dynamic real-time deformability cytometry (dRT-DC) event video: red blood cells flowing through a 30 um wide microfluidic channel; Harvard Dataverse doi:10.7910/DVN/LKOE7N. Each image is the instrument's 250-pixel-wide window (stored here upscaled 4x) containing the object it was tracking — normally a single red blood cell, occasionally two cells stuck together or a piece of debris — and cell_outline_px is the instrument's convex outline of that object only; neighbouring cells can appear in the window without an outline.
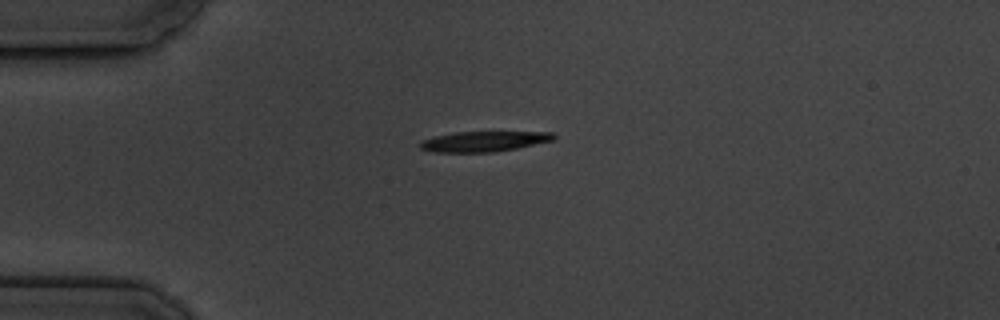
{"species": "common noctule bat (a hibernating species)", "species_latin": "Nyctalus noctula", "temperature_condition": "cold", "stored_images_in_passage": 5, "camera_frame_rate_fps": 3000, "um_per_image_px": 0.085, "animal": {"sex": "male", "body_mass_g": 19.5, "forearm_length_mm": 54.6}, "frame": {"image": 1, "passage_image": 1, "time_ms": 0.0, "image_size_px": [1000, 320], "cell_outline_px": [[556, 140], [496, 152], [432, 152], [420, 148], [420, 144], [424, 140], [436, 136], [456, 132], [552, 132], [556, 136]], "centroid_in_image_um": [41.18, 12.02], "position_along_channel_um": 43.8, "area_um2": 15.72}}
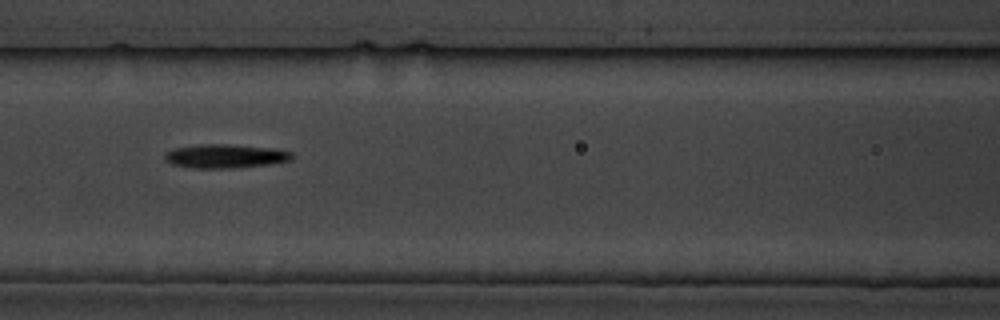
{"frame": {"image": 2, "passage_image": 4, "time_ms": 3.667, "image_size_px": [1000, 320], "cell_outline_px": [[292, 160], [268, 164], [232, 168], [192, 168], [172, 164], [164, 160], [164, 152], [172, 148], [196, 144], [232, 144], [276, 148], [292, 152]], "centroid_in_image_um": [19.11, 13.25], "position_along_channel_um": 147.5, "area_um2": 17.98}}
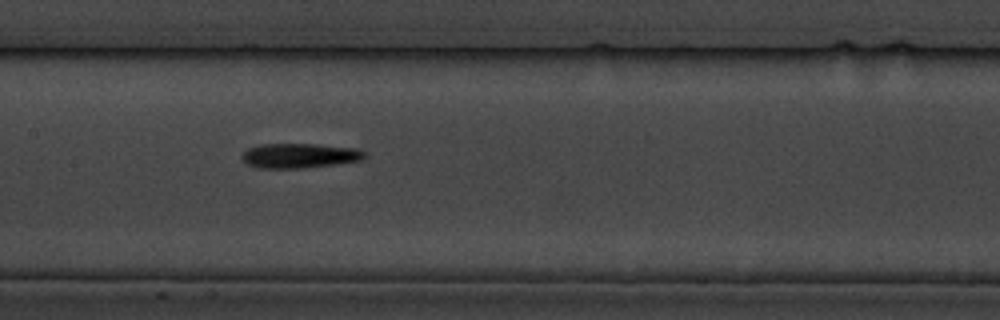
{"frame": {"image": 3, "passage_image": 5, "time_ms": 4.667, "image_size_px": [1000, 320], "cell_outline_px": [[368, 156], [360, 160], [336, 164], [304, 168], [260, 168], [248, 164], [240, 156], [248, 148], [260, 144], [316, 144], [356, 148], [368, 152]], "centroid_in_image_um": [25.5, 13.22], "position_along_channel_um": 181.9, "area_um2": 17.74}}